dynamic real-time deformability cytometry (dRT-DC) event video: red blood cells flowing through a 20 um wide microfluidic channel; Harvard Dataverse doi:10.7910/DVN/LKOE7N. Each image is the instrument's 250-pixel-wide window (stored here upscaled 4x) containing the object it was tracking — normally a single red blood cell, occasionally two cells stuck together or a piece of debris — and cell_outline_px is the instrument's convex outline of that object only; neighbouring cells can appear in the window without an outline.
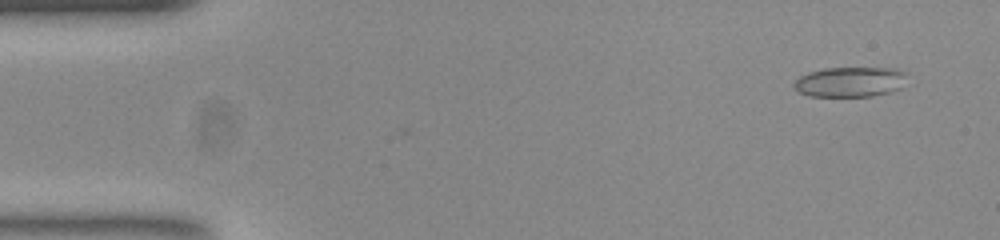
{"species": "common noctule bat (a hibernating species)", "species_latin": "Nyctalus noctula", "temperature_condition": "room temperature", "stored_images_in_passage": 43, "camera_frame_rate_fps": 3000, "um_per_image_px": 0.085, "animal": {"sex": "female", "body_mass_g": 23.0, "forearm_length_mm": 53.4}, "frame": {"image": 1, "passage_image": 1, "time_ms": 0.0, "image_size_px": [1000, 240], "cell_outline_px": [[904, 72], [900, 88], [892, 92], [872, 96], [808, 96], [800, 92], [792, 84], [800, 76], [808, 72], [824, 68], [900, 68]], "centroid_in_image_um": [72.22, 6.96], "position_along_channel_um": 12.8, "area_um2": 19.65}}
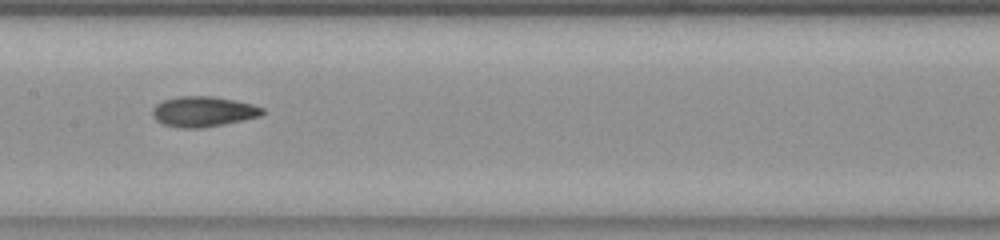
{"frame": {"image": 2, "passage_image": 24, "time_ms": 7.667, "image_size_px": [1000, 240], "cell_outline_px": [[264, 112], [260, 116], [200, 128], [184, 128], [164, 124], [156, 120], [152, 116], [152, 108], [156, 104], [164, 100], [176, 96], [212, 96], [236, 100], [252, 104], [264, 108]], "centroid_in_image_um": [17.24, 9.46], "position_along_channel_um": 190.2, "area_um2": 19.25}}
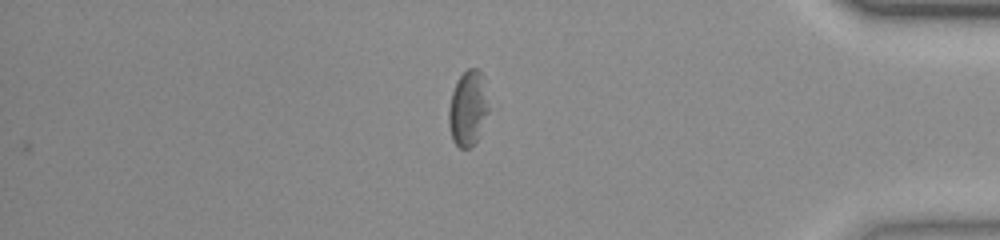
{"frame": {"image": 3, "passage_image": 43, "time_ms": 14.0, "image_size_px": [1000, 240], "cell_outline_px": [[488, 112], [480, 136], [468, 148], [460, 148], [452, 140], [448, 124], [448, 108], [452, 92], [456, 80], [468, 68], [476, 68], [484, 76], [488, 108]], "centroid_in_image_um": [39.76, 9.2], "position_along_channel_um": 395.4, "area_um2": 17.63}, "authors_computed_cell_mechanics": {"area_um2": 19.1318, "velocity_mm_per_s": 3.7788, "shape_relaxation_time_tau1_ms": 6.8858, "shape_relaxation_time_tau2_ms": 4.0501, "deformation_change_tau1": 0.1295, "deformation_change_tau2": 0.0963}}